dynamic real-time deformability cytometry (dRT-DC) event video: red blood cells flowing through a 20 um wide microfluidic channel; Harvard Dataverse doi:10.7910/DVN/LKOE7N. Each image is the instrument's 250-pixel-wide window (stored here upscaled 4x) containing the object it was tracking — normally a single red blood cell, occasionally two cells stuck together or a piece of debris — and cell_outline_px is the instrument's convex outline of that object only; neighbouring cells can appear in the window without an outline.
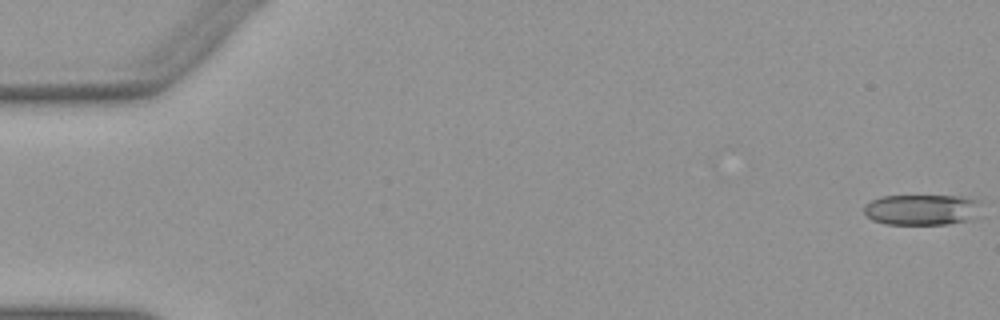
{"species": "Egyptian fruit bat (a non-hibernating species)", "species_latin": "Rousettus aegyptiacus", "temperature_condition": "warm", "stored_images_in_passage": 15, "camera_frame_rate_fps": 3000, "um_per_image_px": 0.085, "animal": {"sex": "female"}, "frame": {"image": 1, "passage_image": 1, "time_ms": 0.0, "image_size_px": [1000, 320], "cell_outline_px": [[984, 200], [980, 216], [972, 220], [948, 224], [884, 224], [872, 220], [864, 212], [864, 204], [880, 196], [964, 196]], "centroid_in_image_um": [78.48, 17.82], "position_along_channel_um": 6.5, "area_um2": 21.73}}
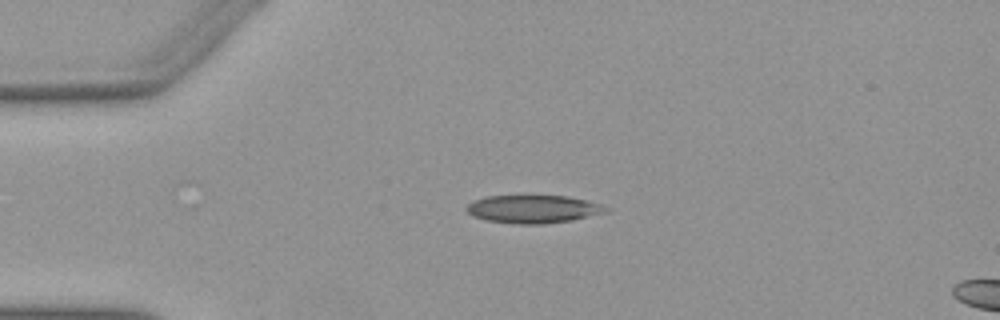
{"frame": {"image": 2, "passage_image": 13, "time_ms": 4.0, "image_size_px": [1000, 320], "cell_outline_px": [[612, 208], [608, 212], [572, 220], [544, 224], [512, 224], [484, 220], [472, 216], [464, 208], [472, 200], [488, 196], [524, 192], [568, 196], [600, 204]], "centroid_in_image_um": [45.28, 17.72], "position_along_channel_um": 39.7, "area_um2": 24.1}}